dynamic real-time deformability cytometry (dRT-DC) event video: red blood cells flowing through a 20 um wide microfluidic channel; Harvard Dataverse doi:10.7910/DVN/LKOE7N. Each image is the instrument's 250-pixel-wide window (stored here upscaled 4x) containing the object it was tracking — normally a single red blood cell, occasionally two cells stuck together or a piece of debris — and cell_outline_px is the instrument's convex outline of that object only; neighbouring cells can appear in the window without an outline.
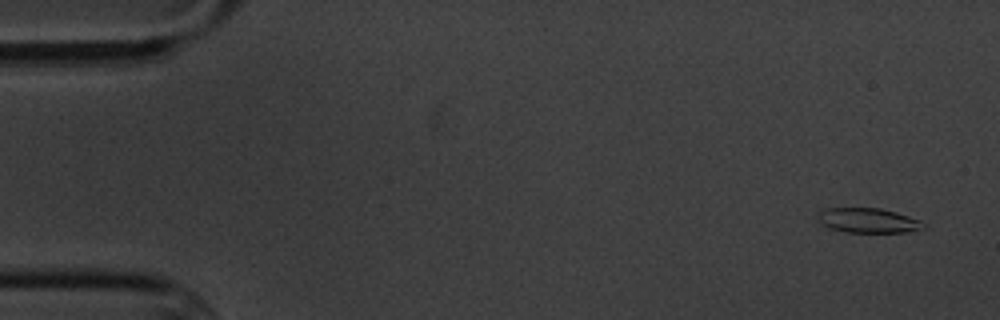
{"species": "common noctule bat (a hibernating species)", "species_latin": "Nyctalus noctula", "temperature_condition": "cold", "stored_images_in_passage": 5, "segment_of_instrument_passage": [1, 2], "camera_frame_rate_fps": 3000, "um_per_image_px": 0.085, "animal": {"sex": "male", "body_mass_g": 20.1, "forearm_length_mm": 53.5}, "frame": {"image": 1, "passage_image": 1, "time_ms": 0.0, "image_size_px": [1000, 320], "cell_outline_px": [[928, 228], [908, 232], [844, 232], [828, 228], [820, 220], [820, 212], [824, 208], [880, 208], [896, 212], [920, 220], [928, 224]], "centroid_in_image_um": [73.89, 18.75], "position_along_channel_um": 11.1, "area_um2": 15.26}}